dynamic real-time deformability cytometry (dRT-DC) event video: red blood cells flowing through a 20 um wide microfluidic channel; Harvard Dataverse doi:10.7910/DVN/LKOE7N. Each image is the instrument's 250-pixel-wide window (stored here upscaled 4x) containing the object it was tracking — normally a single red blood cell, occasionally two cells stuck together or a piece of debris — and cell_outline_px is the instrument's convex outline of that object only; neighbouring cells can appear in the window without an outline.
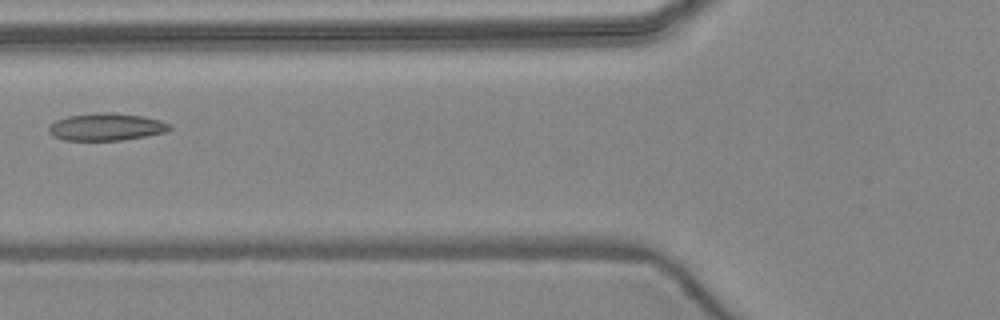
{"species": "common noctule bat (a hibernating species)", "species_latin": "Nyctalus noctula", "temperature_condition": "warm", "stored_images_in_passage": 6, "camera_frame_rate_fps": 3000, "um_per_image_px": 0.085, "animal": {"sex": "female", "body_mass_g": 24.6, "forearm_length_mm": 56.2}, "frame": {"image": 1, "passage_image": 5, "time_ms": 5.667, "image_size_px": [1000, 320], "cell_outline_px": [[172, 128], [164, 132], [144, 136], [120, 140], [64, 140], [52, 136], [48, 132], [48, 128], [56, 120], [68, 116], [104, 112], [112, 112], [144, 116], [160, 120], [172, 124]], "centroid_in_image_um": [9.04, 10.78], "position_along_channel_um": 116.8, "area_um2": 19.19}}
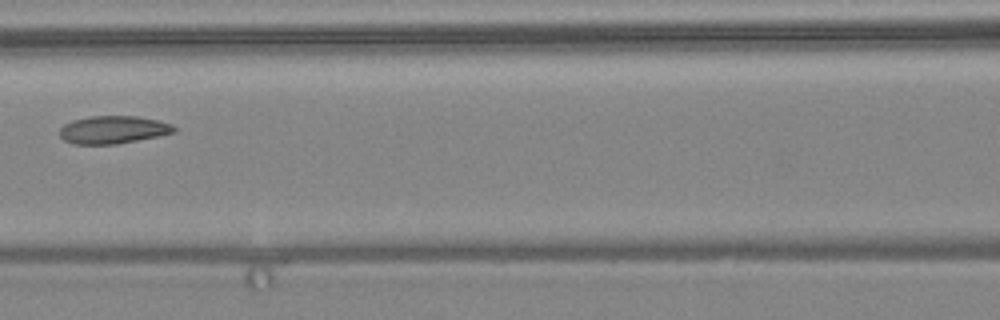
{"frame": {"image": 2, "passage_image": 6, "time_ms": 6.667, "image_size_px": [1000, 320], "cell_outline_px": [[176, 132], [160, 136], [116, 144], [72, 144], [64, 140], [60, 136], [60, 128], [64, 124], [72, 120], [88, 116], [136, 116], [160, 120], [172, 124], [176, 128]], "centroid_in_image_um": [9.63, 11.02], "position_along_channel_um": 157.0, "area_um2": 18.73}}